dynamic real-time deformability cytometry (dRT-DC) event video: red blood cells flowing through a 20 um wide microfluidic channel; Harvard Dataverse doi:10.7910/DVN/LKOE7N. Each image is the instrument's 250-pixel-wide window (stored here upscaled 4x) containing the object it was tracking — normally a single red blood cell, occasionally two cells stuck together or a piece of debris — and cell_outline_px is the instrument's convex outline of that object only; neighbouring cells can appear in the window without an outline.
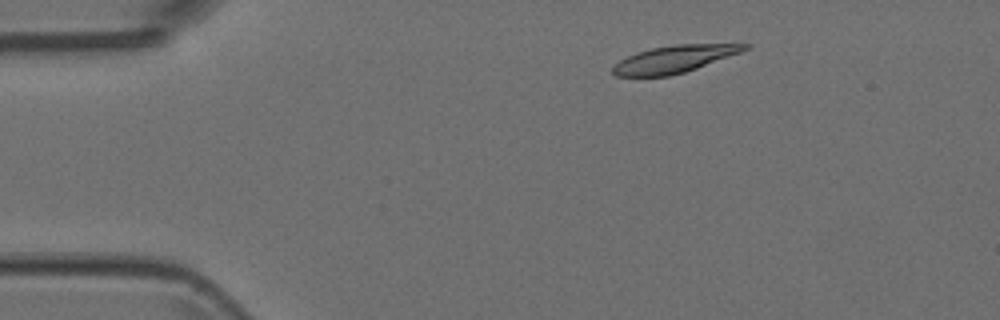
{"species": "Egyptian fruit bat (a non-hibernating species)", "species_latin": "Rousettus aegyptiacus", "temperature_condition": "room temperature", "stored_images_in_passage": 2, "camera_frame_rate_fps": 3000, "um_per_image_px": 0.085, "animal": {"sex": "female"}, "frame": {"image": 1, "passage_image": 2, "time_ms": 0.333, "image_size_px": [1000, 320], "cell_outline_px": [[752, 44], [748, 48], [740, 52], [696, 68], [684, 72], [668, 76], [616, 76], [612, 72], [612, 68], [620, 60], [628, 56], [652, 48], [676, 44]], "centroid_in_image_um": [57.3, 5.02], "position_along_channel_um": 27.7, "area_um2": 20.4}}